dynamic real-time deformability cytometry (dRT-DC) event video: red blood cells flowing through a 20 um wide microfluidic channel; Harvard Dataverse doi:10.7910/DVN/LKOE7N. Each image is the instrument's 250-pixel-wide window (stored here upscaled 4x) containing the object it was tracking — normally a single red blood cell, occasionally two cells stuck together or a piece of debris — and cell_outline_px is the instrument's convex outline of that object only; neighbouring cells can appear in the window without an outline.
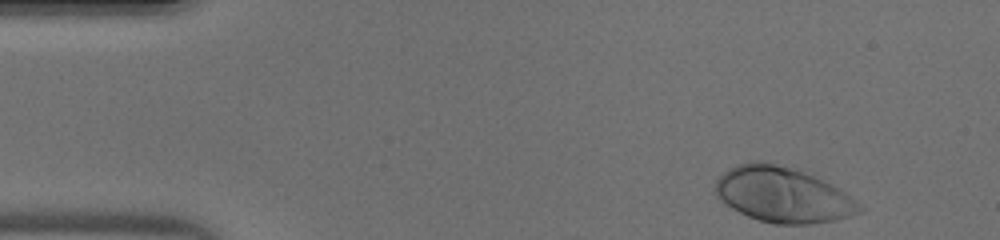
{"species": "human", "species_latin": "Homo sapiens", "temperature_condition": "warm", "stored_images_in_passage": 42, "camera_frame_rate_fps": 3000, "um_per_image_px": 0.085, "donor": {"sex": "male"}, "frame": {"image": 1, "passage_image": 1, "time_ms": 0.0, "image_size_px": [1000, 240], "cell_outline_px": [[864, 208], [860, 212], [836, 220], [812, 224], [772, 224], [748, 216], [732, 208], [720, 200], [716, 196], [716, 180], [724, 172], [736, 164], [752, 160], [764, 160], [812, 176], [844, 192]], "centroid_in_image_um": [66.49, 16.56], "position_along_channel_um": 18.5, "area_um2": 45.78}}
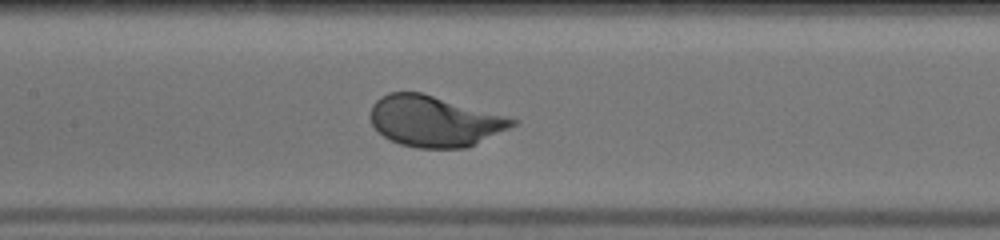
{"frame": {"image": 2, "passage_image": 18, "time_ms": 5.667, "image_size_px": [1000, 240], "cell_outline_px": [[520, 120], [516, 124], [468, 148], [416, 148], [400, 144], [384, 136], [372, 124], [372, 104], [380, 96], [388, 92], [420, 92]], "centroid_in_image_um": [36.92, 10.3], "position_along_channel_um": 170.5, "area_um2": 41.56}}
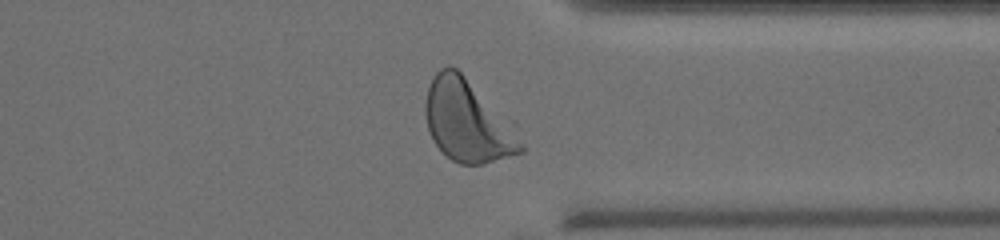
{"frame": {"image": 3, "passage_image": 32, "time_ms": 10.333, "image_size_px": [1000, 240], "cell_outline_px": [[524, 152], [480, 164], [460, 164], [452, 160], [432, 140], [428, 128], [424, 112], [424, 104], [428, 88], [436, 72], [440, 68], [448, 64], [456, 68], [464, 76], [524, 144]], "centroid_in_image_um": [39.62, 10.32], "position_along_channel_um": 371.8, "area_um2": 43.41}}